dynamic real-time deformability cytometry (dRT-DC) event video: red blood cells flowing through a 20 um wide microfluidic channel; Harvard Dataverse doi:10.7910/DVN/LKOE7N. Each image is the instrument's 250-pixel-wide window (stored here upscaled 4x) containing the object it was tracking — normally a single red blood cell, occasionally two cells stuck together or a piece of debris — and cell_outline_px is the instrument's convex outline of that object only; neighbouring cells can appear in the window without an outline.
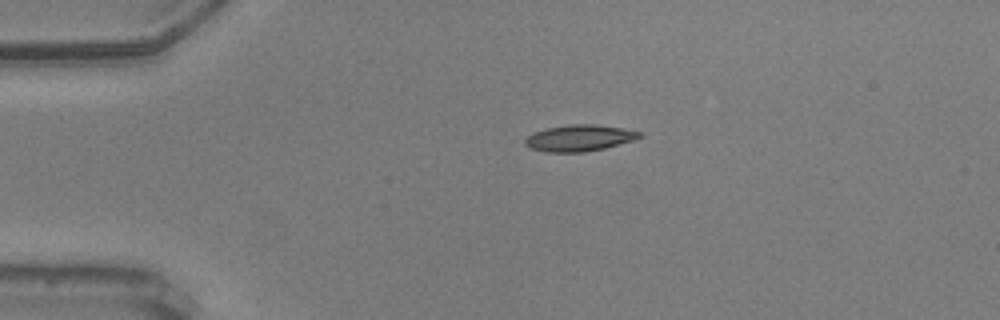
{"species": "common noctule bat (a hibernating species)", "species_latin": "Nyctalus noctula", "temperature_condition": "warm", "stored_images_in_passage": 45, "camera_frame_rate_fps": 3000, "um_per_image_px": 0.085, "animal": {"sex": "male", "body_mass_g": 20.5, "forearm_length_mm": 52.5}, "frame": {"image": 1, "passage_image": 1, "time_ms": 0.0, "image_size_px": [1000, 320], "cell_outline_px": [[640, 136], [632, 140], [604, 148], [584, 152], [548, 152], [532, 148], [524, 144], [524, 140], [528, 136], [536, 132], [548, 128], [572, 124], [592, 124], [620, 128], [640, 132]], "centroid_in_image_um": [49.2, 11.73], "position_along_channel_um": 35.8, "area_um2": 17.05}}
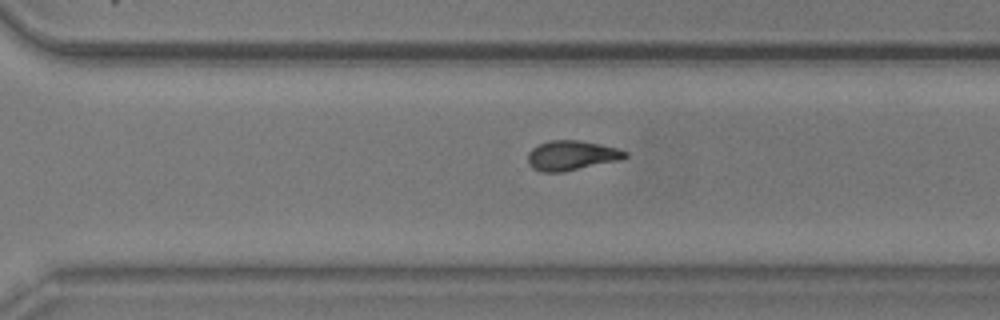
{"frame": {"image": 2, "passage_image": 28, "time_ms": 9.0, "image_size_px": [1000, 320], "cell_outline_px": [[628, 156], [620, 160], [564, 172], [540, 172], [532, 168], [528, 164], [528, 152], [532, 148], [548, 140], [580, 140], [600, 144], [616, 148], [628, 152]], "centroid_in_image_um": [48.57, 13.22], "position_along_channel_um": 322.0, "area_um2": 16.99}}
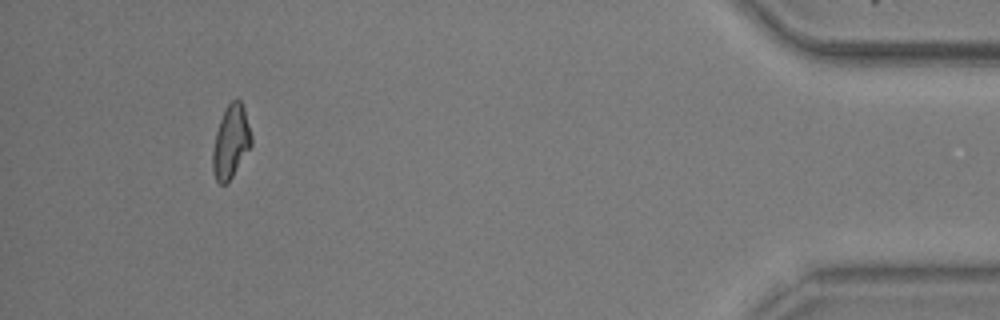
{"frame": {"image": 3, "passage_image": 41, "time_ms": 13.333, "image_size_px": [1000, 320], "cell_outline_px": [[252, 144], [228, 184], [220, 184], [216, 180], [212, 168], [212, 148], [216, 132], [220, 120], [228, 104], [232, 100], [240, 100], [244, 108], [252, 136]], "centroid_in_image_um": [19.62, 12.09], "position_along_channel_um": 415.6, "area_um2": 16.42}, "authors_computed_cell_mechanics": {"area_um2": 16.762, "velocity_mm_per_s": 3.6212, "shape_relaxation_time_tau1_ms": 10.0667, "shape_relaxation_time_tau2_ms": 4.9306, "deformation_change_tau1": 0.2486, "deformation_change_tau2": 0.1158}}